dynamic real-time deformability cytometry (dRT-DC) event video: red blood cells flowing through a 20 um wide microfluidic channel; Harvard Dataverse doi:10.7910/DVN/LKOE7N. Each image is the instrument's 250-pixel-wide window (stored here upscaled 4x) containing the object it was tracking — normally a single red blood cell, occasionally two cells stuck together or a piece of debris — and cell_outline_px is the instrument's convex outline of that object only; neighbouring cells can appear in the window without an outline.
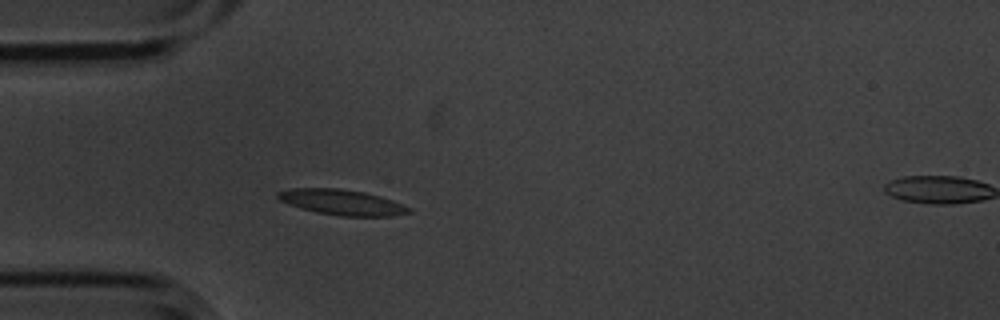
{"species": "common noctule bat (a hibernating species)", "species_latin": "Nyctalus noctula", "temperature_condition": "cold", "stored_images_in_passage": 6, "segment_of_instrument_passage": [1, 2], "camera_frame_rate_fps": 3000, "um_per_image_px": 0.085, "animal": {"sex": "male", "body_mass_g": 20.1, "forearm_length_mm": 53.5}, "frame": {"image": 1, "passage_image": 5, "time_ms": 1.333, "image_size_px": [1000, 320], "cell_outline_px": [[412, 212], [392, 216], [340, 216], [316, 212], [300, 208], [288, 204], [280, 200], [276, 196], [276, 192], [292, 188], [340, 188], [364, 192], [380, 196], [392, 200], [412, 208]], "centroid_in_image_um": [29.06, 17.19], "position_along_channel_um": 55.9, "area_um2": 19.54}}